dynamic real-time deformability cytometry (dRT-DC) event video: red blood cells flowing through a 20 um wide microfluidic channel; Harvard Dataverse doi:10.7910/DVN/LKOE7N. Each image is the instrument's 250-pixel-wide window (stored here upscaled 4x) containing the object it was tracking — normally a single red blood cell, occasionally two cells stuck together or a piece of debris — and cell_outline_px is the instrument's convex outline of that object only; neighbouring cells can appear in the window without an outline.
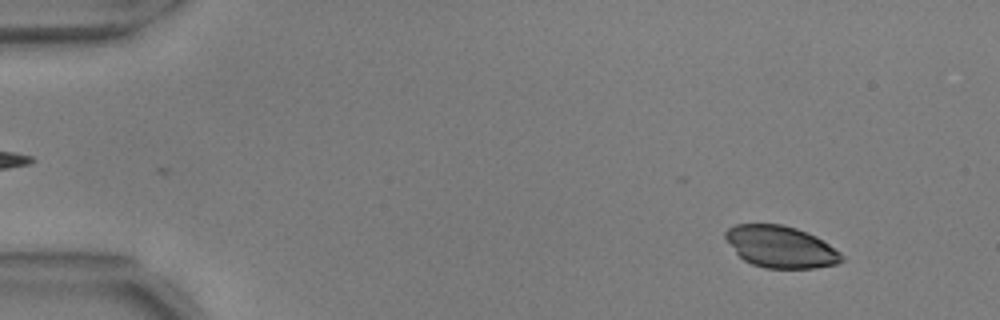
{"species": "common noctule bat (a hibernating species)", "species_latin": "Nyctalus noctula", "temperature_condition": "warm", "stored_images_in_passage": 28, "camera_frame_rate_fps": 3000, "um_per_image_px": 0.085, "animal": {"sex": "male", "body_mass_g": 17.9, "forearm_length_mm": 54.2}, "frame": {"image": 1, "passage_image": 6, "time_ms": 1.667, "image_size_px": [1000, 320], "cell_outline_px": [[844, 260], [836, 264], [816, 268], [764, 268], [752, 264], [744, 260], [736, 252], [724, 236], [724, 232], [728, 228], [736, 224], [780, 224], [796, 228], [816, 236], [840, 252], [844, 256]], "centroid_in_image_um": [66.36, 20.98], "position_along_channel_um": 18.6, "area_um2": 28.21}}
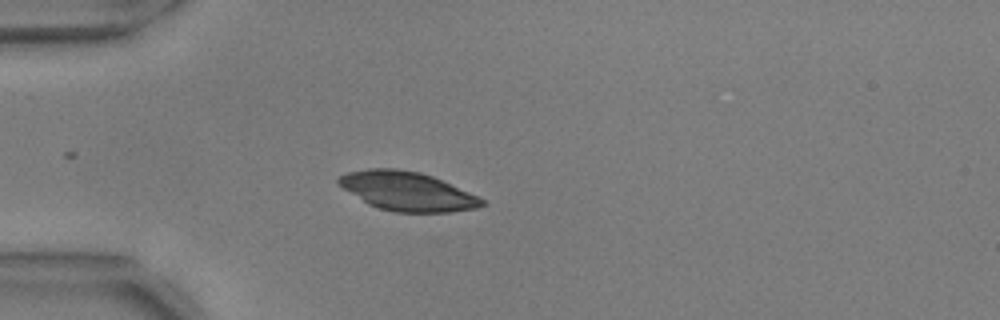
{"frame": {"image": 2, "passage_image": 16, "time_ms": 5.0, "image_size_px": [1000, 320], "cell_outline_px": [[488, 204], [476, 208], [448, 212], [396, 212], [380, 208], [368, 204], [336, 184], [336, 180], [340, 176], [348, 172], [368, 168], [396, 168], [420, 172], [432, 176], [468, 192], [484, 200]], "centroid_in_image_um": [34.58, 16.25], "position_along_channel_um": 50.4, "area_um2": 32.31}}